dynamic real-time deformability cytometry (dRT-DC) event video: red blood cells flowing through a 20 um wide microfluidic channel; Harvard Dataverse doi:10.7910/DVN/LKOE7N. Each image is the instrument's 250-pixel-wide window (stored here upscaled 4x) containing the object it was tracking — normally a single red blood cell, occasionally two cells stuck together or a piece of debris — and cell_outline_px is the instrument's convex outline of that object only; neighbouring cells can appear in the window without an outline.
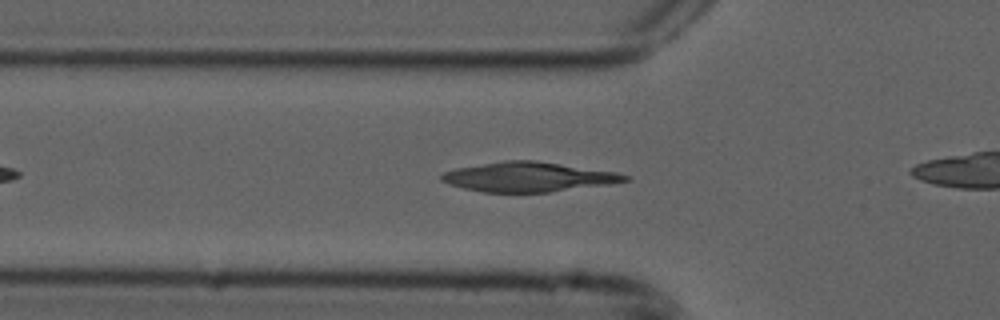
{"species": "common noctule bat (a hibernating species)", "species_latin": "Nyctalus noctula", "temperature_condition": "cold", "stored_images_in_passage": 18, "camera_frame_rate_fps": 3000, "um_per_image_px": 0.085, "animal": {"sex": "male", "forearm_length_mm": 52.5}, "frame": {"image": 1, "passage_image": 6, "time_ms": 1.667, "image_size_px": [1000, 320], "cell_outline_px": [[632, 180], [612, 184], [548, 192], [484, 192], [464, 188], [448, 184], [440, 180], [440, 176], [444, 172], [456, 168], [504, 160], [536, 160], [616, 172], [632, 176]], "centroid_in_image_um": [44.96, 15.03], "position_along_channel_um": 80.8, "area_um2": 31.79}}
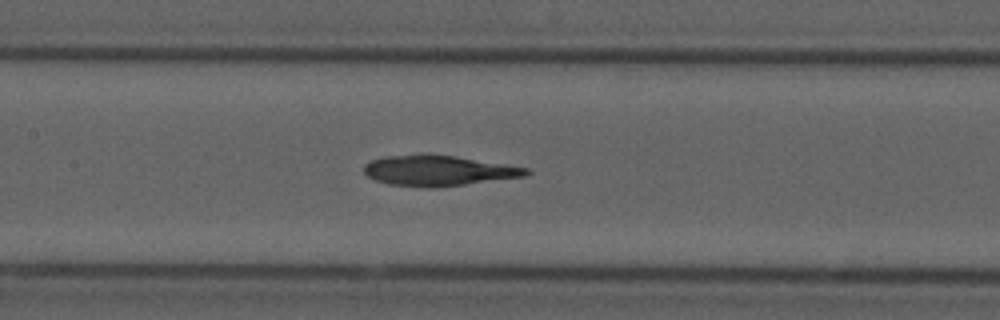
{"frame": {"image": 2, "passage_image": 13, "time_ms": 4.0, "image_size_px": [1000, 320], "cell_outline_px": [[532, 172], [528, 176], [432, 188], [428, 188], [388, 184], [376, 180], [368, 176], [364, 172], [364, 164], [372, 160], [384, 156], [456, 156], [528, 168]], "centroid_in_image_um": [37.29, 14.53], "position_along_channel_um": 170.1, "area_um2": 28.15}}
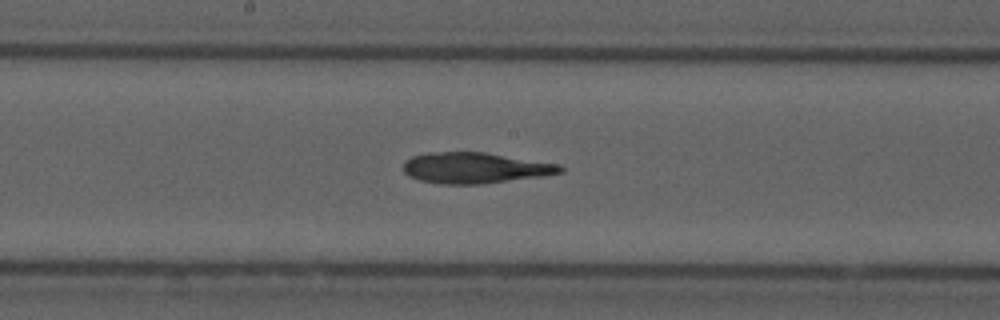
{"frame": {"image": 3, "passage_image": 16, "time_ms": 5.0, "image_size_px": [1000, 320], "cell_outline_px": [[564, 172], [544, 176], [480, 184], [440, 184], [420, 180], [408, 176], [404, 172], [404, 160], [412, 156], [432, 152], [484, 152], [560, 164], [564, 168]], "centroid_in_image_um": [40.39, 14.27], "position_along_channel_um": 207.8, "area_um2": 28.26}}